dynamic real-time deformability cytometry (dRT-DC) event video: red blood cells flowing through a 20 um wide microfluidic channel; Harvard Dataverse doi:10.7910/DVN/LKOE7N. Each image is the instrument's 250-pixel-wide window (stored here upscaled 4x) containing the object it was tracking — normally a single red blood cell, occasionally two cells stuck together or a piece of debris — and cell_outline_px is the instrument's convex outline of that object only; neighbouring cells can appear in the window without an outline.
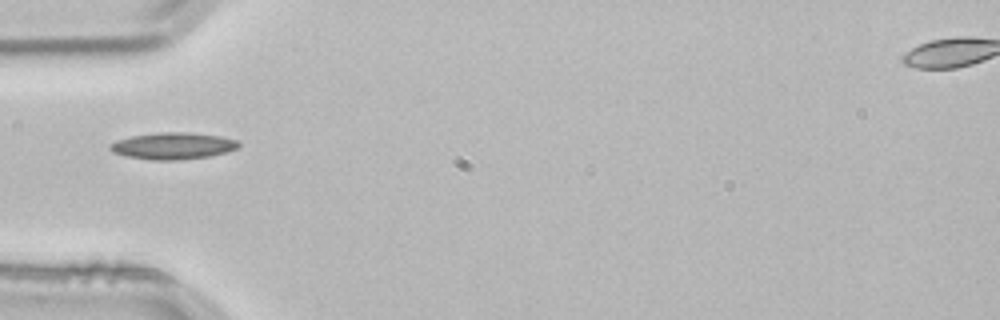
{"species": "common noctule bat (a hibernating species)", "species_latin": "Nyctalus noctula", "temperature_condition": "room temperature", "stored_images_in_passage": 1, "camera_frame_rate_fps": 3000, "um_per_image_px": 0.085, "animal": {"sex": "male", "body_mass_g": 21.5, "forearm_length_mm": 52.0}, "frame": {"image": 1, "passage_image": 1, "time_ms": 0.0, "image_size_px": [1000, 320], "cell_outline_px": [[240, 144], [236, 148], [224, 152], [208, 156], [176, 160], [152, 160], [128, 156], [112, 152], [108, 148], [108, 144], [116, 140], [132, 136], [156, 132], [192, 132], [220, 136], [236, 140]], "centroid_in_image_um": [14.65, 12.38], "position_along_channel_um": 70.4, "area_um2": 19.94}}